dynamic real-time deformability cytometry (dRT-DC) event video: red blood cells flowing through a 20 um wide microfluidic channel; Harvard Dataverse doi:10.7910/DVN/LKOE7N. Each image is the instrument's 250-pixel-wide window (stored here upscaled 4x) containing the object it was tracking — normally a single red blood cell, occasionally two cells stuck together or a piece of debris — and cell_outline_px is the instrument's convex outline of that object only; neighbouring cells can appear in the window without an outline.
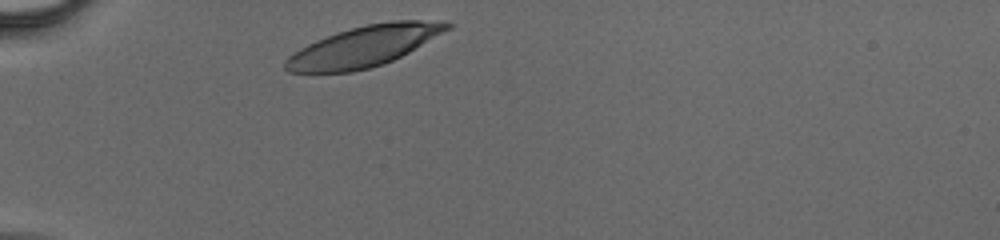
{"species": "human", "species_latin": "Homo sapiens", "temperature_condition": "cold", "stored_images_in_passage": 26, "camera_frame_rate_fps": 3000, "um_per_image_px": 0.085, "donor": {"sex": "male"}, "frame": {"image": 1, "passage_image": 1, "time_ms": 0.0, "image_size_px": [1000, 240], "cell_outline_px": [[452, 28], [408, 52], [384, 64], [352, 72], [288, 72], [284, 68], [284, 60], [288, 56], [300, 48], [316, 40], [352, 28], [368, 24], [392, 20], [448, 20], [452, 24]], "centroid_in_image_um": [30.98, 3.92], "position_along_channel_um": 54.0, "area_um2": 38.15}}
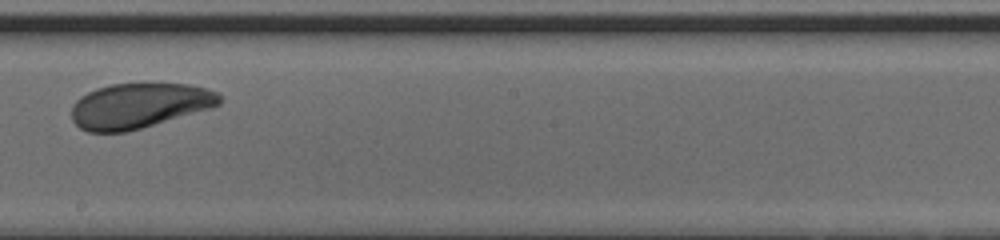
{"frame": {"image": 2, "passage_image": 15, "time_ms": 4.667, "image_size_px": [1000, 240], "cell_outline_px": [[220, 104], [212, 108], [128, 132], [88, 132], [80, 128], [72, 120], [72, 104], [80, 96], [96, 88], [112, 84], [188, 84], [204, 88], [216, 92], [220, 96]], "centroid_in_image_um": [11.8, 8.99], "position_along_channel_um": 236.4, "area_um2": 38.84}}
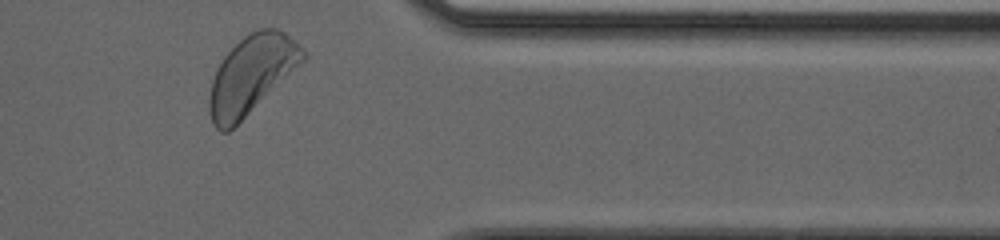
{"frame": {"image": 3, "passage_image": 26, "time_ms": 8.333, "image_size_px": [1000, 240], "cell_outline_px": [[308, 56], [304, 60], [228, 132], [220, 132], [212, 124], [208, 108], [208, 96], [212, 80], [224, 56], [244, 36], [260, 28], [276, 28], [284, 32], [304, 48]], "centroid_in_image_um": [21.35, 6.34], "position_along_channel_um": 390.1, "area_um2": 41.73}}